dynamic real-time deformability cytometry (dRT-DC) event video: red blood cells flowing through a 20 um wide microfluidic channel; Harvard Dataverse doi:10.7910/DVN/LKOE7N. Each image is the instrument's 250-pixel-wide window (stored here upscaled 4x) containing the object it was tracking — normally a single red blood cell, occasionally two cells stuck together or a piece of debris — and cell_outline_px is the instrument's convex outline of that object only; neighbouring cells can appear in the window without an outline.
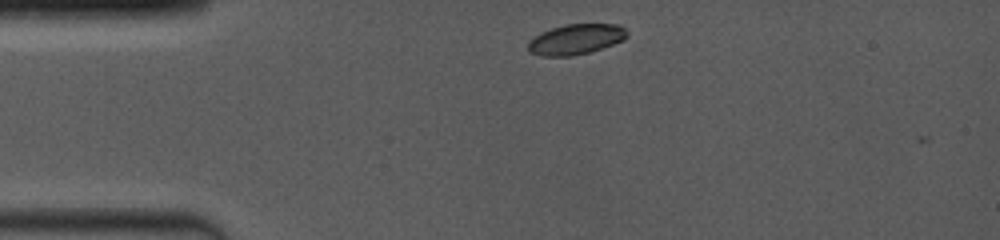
{"species": "common noctule bat (a hibernating species)", "species_latin": "Nyctalus noctula", "temperature_condition": "room temperature", "stored_images_in_passage": 4, "camera_frame_rate_fps": 4000, "um_per_image_px": 0.085, "animal": {"sex": "female", "body_mass_g": 19.0, "forearm_length_mm": 53.3}, "frame": {"image": 1, "passage_image": 2, "time_ms": 0.25, "image_size_px": [1000, 240], "cell_outline_px": [[628, 36], [624, 40], [588, 52], [572, 56], [540, 56], [528, 52], [528, 40], [540, 32], [552, 28], [568, 24], [620, 24], [628, 32]], "centroid_in_image_um": [48.92, 3.34], "position_along_channel_um": 36.1, "area_um2": 17.57}}